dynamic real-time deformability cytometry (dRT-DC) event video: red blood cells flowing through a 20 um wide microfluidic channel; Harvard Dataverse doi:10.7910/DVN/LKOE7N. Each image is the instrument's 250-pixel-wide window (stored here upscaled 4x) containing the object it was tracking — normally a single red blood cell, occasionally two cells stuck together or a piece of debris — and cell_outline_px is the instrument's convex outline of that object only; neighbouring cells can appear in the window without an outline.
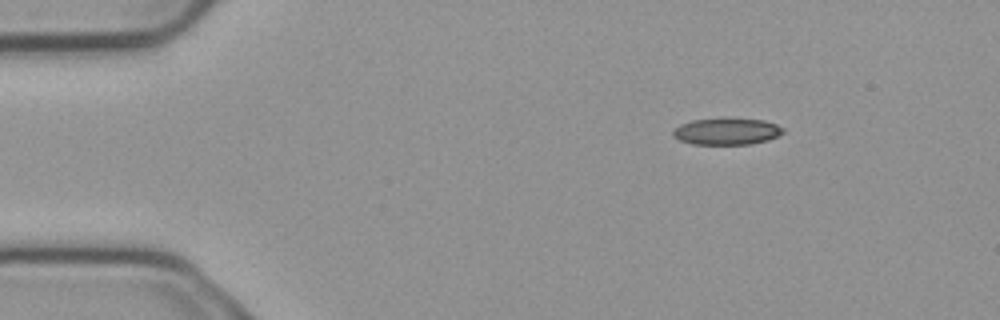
{"species": "common noctule bat (a hibernating species)", "species_latin": "Nyctalus noctula", "temperature_condition": "cold", "stored_images_in_passage": 3, "camera_frame_rate_fps": 3000, "um_per_image_px": 0.085, "animal": {"sex": "male", "body_mass_g": 23.1, "forearm_length_mm": 52.7}, "frame": {"image": 1, "passage_image": 1, "time_ms": 0.0, "image_size_px": [1000, 320], "cell_outline_px": [[784, 132], [768, 140], [752, 144], [692, 144], [680, 140], [672, 136], [672, 132], [680, 124], [692, 120], [724, 116], [764, 120], [776, 124], [784, 128]], "centroid_in_image_um": [61.77, 11.13], "position_along_channel_um": 23.2, "area_um2": 17.63}}